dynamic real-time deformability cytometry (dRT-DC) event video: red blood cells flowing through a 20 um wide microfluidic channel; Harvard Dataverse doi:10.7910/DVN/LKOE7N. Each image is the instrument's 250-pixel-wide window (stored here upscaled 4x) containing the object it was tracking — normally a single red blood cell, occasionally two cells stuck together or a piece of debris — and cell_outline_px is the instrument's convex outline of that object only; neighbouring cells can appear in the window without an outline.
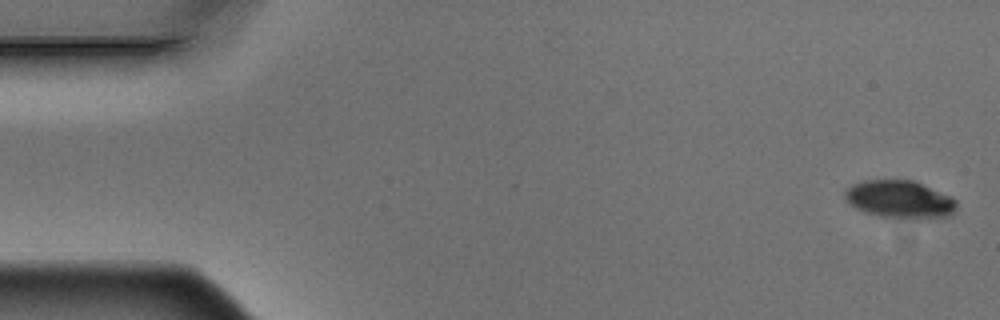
{"species": "Egyptian fruit bat (a non-hibernating species)", "species_latin": "Rousettus aegyptiacus", "temperature_condition": "warm", "stored_images_in_passage": 4, "camera_frame_rate_fps": 3000, "um_per_image_px": 0.085, "animal": {"sex": "male"}, "frame": {"image": 1, "passage_image": 1, "time_ms": 0.0, "image_size_px": [1000, 320], "cell_outline_px": [[956, 212], [948, 216], [916, 220], [908, 220], [880, 216], [856, 208], [844, 196], [844, 192], [852, 184], [864, 180], [912, 180], [952, 196], [956, 200]], "centroid_in_image_um": [76.53, 16.96], "position_along_channel_um": 8.5, "area_um2": 24.74}}